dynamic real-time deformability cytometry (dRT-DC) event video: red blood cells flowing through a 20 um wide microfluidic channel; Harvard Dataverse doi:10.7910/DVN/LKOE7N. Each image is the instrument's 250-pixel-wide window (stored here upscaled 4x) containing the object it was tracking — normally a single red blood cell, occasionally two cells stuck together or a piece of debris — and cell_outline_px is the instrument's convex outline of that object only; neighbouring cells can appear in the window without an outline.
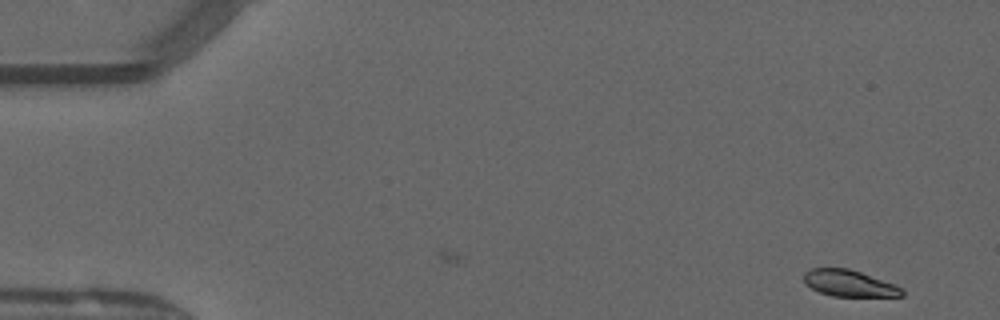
{"species": "common noctule bat (a hibernating species)", "species_latin": "Nyctalus noctula", "temperature_condition": "warm", "stored_images_in_passage": 44, "camera_frame_rate_fps": 3000, "um_per_image_px": 0.085, "animal": {"sex": "male", "forearm_length_mm": 52.5}, "frame": {"image": 1, "passage_image": 1, "time_ms": 0.0, "image_size_px": [1000, 320], "cell_outline_px": [[904, 296], [832, 296], [820, 292], [812, 288], [804, 280], [804, 272], [812, 268], [848, 268], [896, 284], [904, 292]], "centroid_in_image_um": [72.2, 24.08], "position_along_channel_um": 12.8, "area_um2": 14.97}}
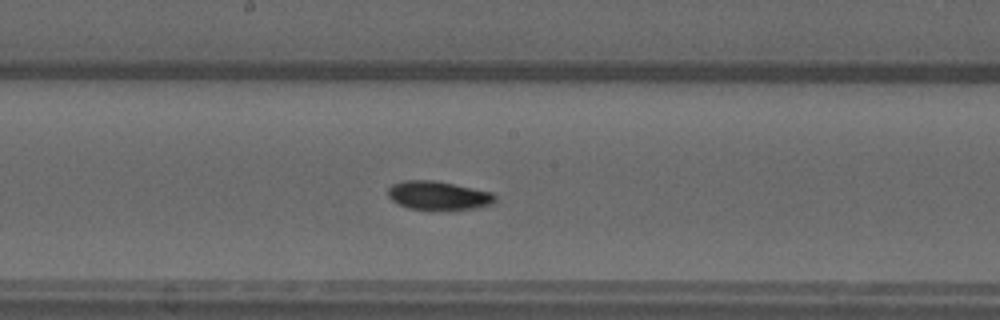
{"frame": {"image": 2, "passage_image": 25, "time_ms": 8.0, "image_size_px": [1000, 320], "cell_outline_px": [[496, 200], [492, 204], [480, 208], [408, 208], [392, 200], [388, 196], [388, 188], [392, 184], [404, 180], [432, 180], [492, 192], [496, 196]], "centroid_in_image_um": [37.26, 16.59], "position_along_channel_um": 210.9, "area_um2": 17.4}}
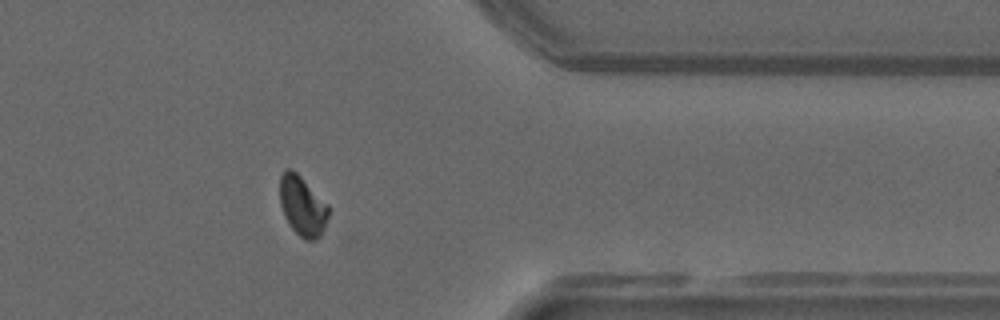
{"frame": {"image": 3, "passage_image": 39, "time_ms": 12.667, "image_size_px": [1000, 320], "cell_outline_px": [[328, 216], [324, 228], [320, 236], [316, 240], [304, 240], [288, 224], [284, 216], [280, 204], [280, 176], [284, 168], [292, 168], [328, 204]], "centroid_in_image_um": [25.69, 17.5], "position_along_channel_um": 385.7, "area_um2": 16.99}, "authors_computed_cell_mechanics": {"area_um2": 17.34, "velocity_mm_per_s": 4.064, "shape_relaxation_time_tau1_ms": 3.9918, "shape_relaxation_time_tau2_ms": 4.577, "deformation_change_tau1": 0.1441, "deformation_change_tau2": 0.0606}}